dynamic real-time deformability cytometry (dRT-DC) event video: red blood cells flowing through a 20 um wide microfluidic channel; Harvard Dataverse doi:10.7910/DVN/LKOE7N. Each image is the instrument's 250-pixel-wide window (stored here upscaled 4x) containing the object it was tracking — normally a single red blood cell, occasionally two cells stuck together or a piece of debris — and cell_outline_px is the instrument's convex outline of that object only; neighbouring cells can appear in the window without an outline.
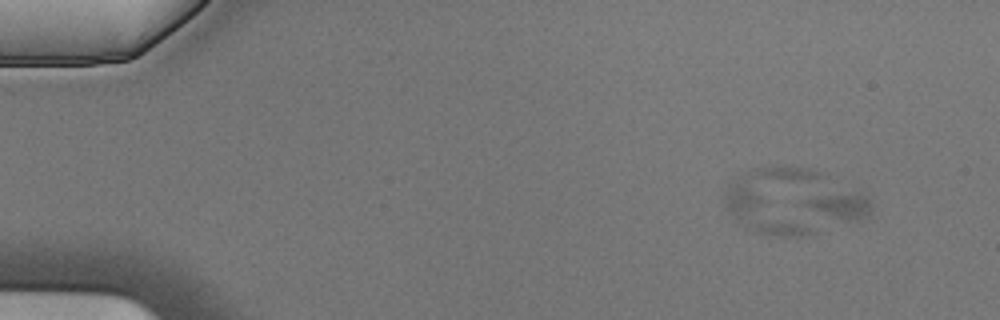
{"species": "Egyptian fruit bat (a non-hibernating species)", "species_latin": "Rousettus aegyptiacus", "temperature_condition": "cold", "stored_images_in_passage": 6, "segment_of_instrument_passage": [2, 2], "camera_frame_rate_fps": 3000, "um_per_image_px": 0.085, "animal": {"sex": "male"}, "frame": {"image": 1, "passage_image": 3, "time_ms": 0.667, "image_size_px": [1000, 320], "cell_outline_px": [[872, 216], [860, 220], [856, 220], [836, 216], [796, 204], [800, 200], [816, 196], [860, 188], [872, 200]], "centroid_in_image_um": [71.57, 17.36], "position_along_channel_um": 13.4, "area_um2": 10.87}}